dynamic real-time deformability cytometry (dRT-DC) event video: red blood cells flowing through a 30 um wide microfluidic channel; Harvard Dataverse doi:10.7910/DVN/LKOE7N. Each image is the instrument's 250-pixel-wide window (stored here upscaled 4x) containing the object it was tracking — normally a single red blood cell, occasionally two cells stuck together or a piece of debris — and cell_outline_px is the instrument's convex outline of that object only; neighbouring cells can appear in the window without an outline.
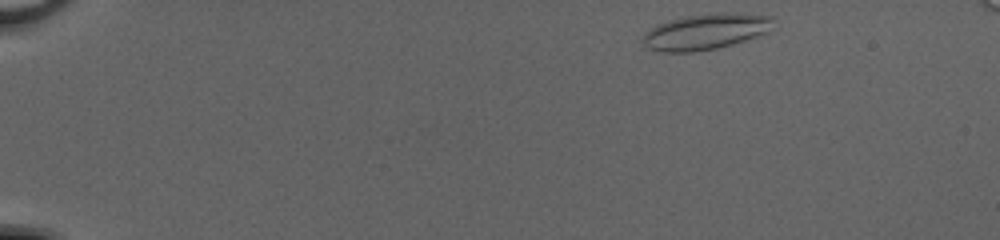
{"species": "common noctule bat (a hibernating species)", "species_latin": "Nyctalus noctula", "temperature_condition": "cold", "stored_images_in_passage": 45, "camera_frame_rate_fps": 3000, "um_per_image_px": 0.085, "animal": {"sex": "female", "body_mass_g": 20.0, "forearm_length_mm": 54.0}, "frame": {"image": 1, "passage_image": 1, "time_ms": 0.0, "image_size_px": [1000, 240], "cell_outline_px": [[772, 20], [768, 32], [732, 44], [716, 48], [692, 52], [660, 52], [648, 48], [644, 44], [644, 32], [656, 24], [668, 20], [684, 16], [708, 12], [740, 12], [772, 16]], "centroid_in_image_um": [59.95, 2.66], "position_along_channel_um": 25.1, "area_um2": 27.46}}
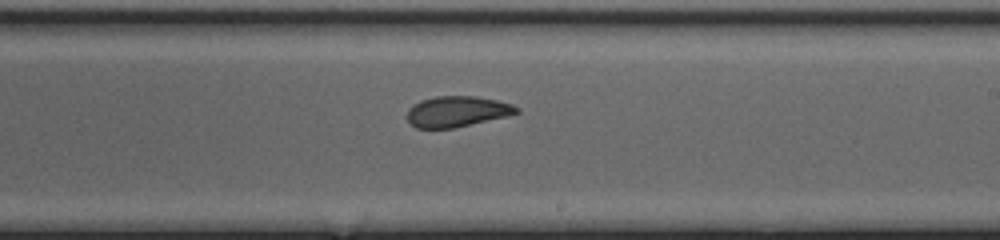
{"frame": {"image": 2, "passage_image": 26, "time_ms": 8.333, "image_size_px": [1000, 240], "cell_outline_px": [[520, 112], [504, 116], [452, 128], [416, 128], [408, 120], [408, 108], [420, 100], [436, 96], [476, 96], [496, 100], [512, 104], [520, 108]], "centroid_in_image_um": [38.83, 9.46], "position_along_channel_um": 250.2, "area_um2": 19.31}}
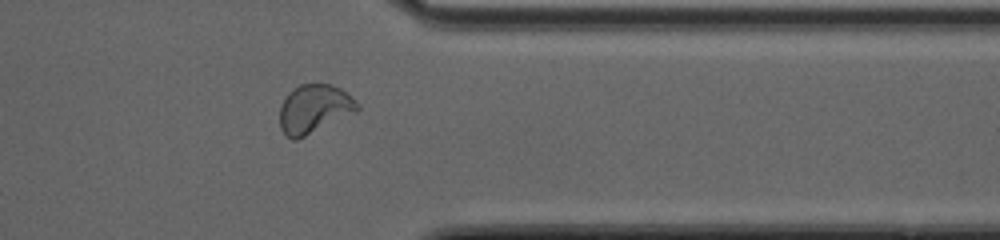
{"frame": {"image": 3, "passage_image": 36, "time_ms": 11.667, "image_size_px": [1000, 240], "cell_outline_px": [[360, 108], [356, 112], [296, 140], [292, 140], [280, 128], [280, 104], [288, 92], [300, 84], [332, 84], [340, 88], [352, 96], [360, 104]], "centroid_in_image_um": [26.71, 9.24], "position_along_channel_um": 384.7, "area_um2": 22.02}, "authors_computed_cell_mechanics": {"area_um2": 22.0218, "velocity_mm_per_s": 4.1429, "shape_relaxation_time_tau1_ms": null, "shape_relaxation_time_tau2_ms": 1.0845, "deformation_change_tau1": null, "deformation_change_tau2": 0.0736}}